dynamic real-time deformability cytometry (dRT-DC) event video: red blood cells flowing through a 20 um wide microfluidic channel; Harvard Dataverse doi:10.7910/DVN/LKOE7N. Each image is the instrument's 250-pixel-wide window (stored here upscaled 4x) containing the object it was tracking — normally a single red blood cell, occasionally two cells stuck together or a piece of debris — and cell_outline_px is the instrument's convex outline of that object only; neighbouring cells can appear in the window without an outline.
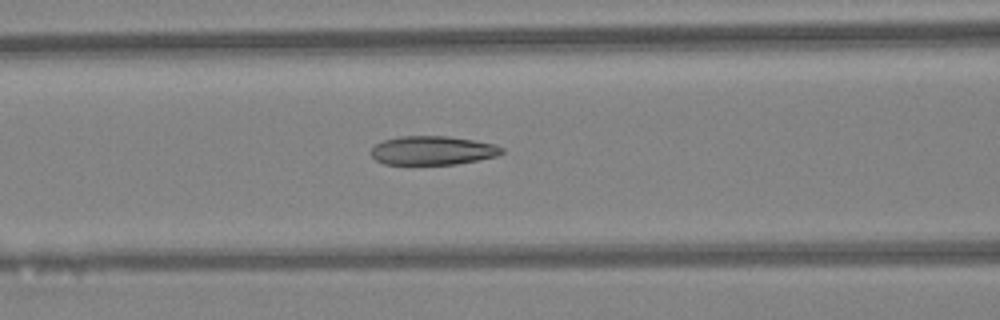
{"species": "Egyptian fruit bat (a non-hibernating species)", "species_latin": "Rousettus aegyptiacus", "temperature_condition": "warm", "stored_images_in_passage": 32, "camera_frame_rate_fps": 3000, "um_per_image_px": 0.085, "animal": {"sex": "female"}, "frame": {"image": 1, "passage_image": 5, "time_ms": 1.333, "image_size_px": [1000, 320], "cell_outline_px": [[504, 152], [496, 156], [456, 164], [384, 164], [376, 160], [372, 156], [372, 148], [376, 144], [384, 140], [400, 136], [448, 136], [496, 144], [504, 148]], "centroid_in_image_um": [36.79, 12.78], "position_along_channel_um": 129.8, "area_um2": 21.85}}
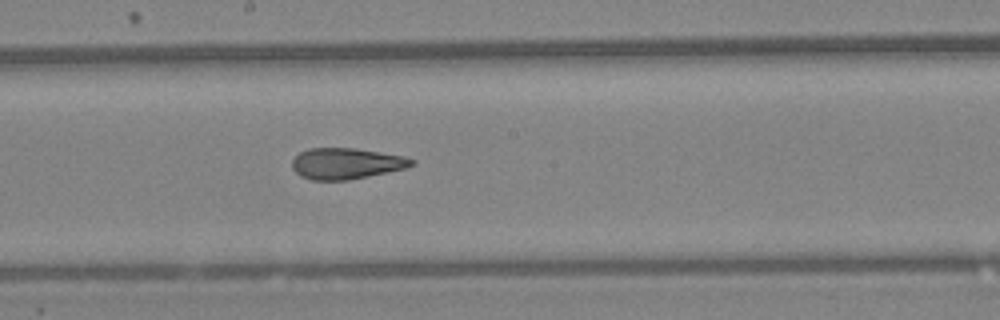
{"frame": {"image": 2, "passage_image": 11, "time_ms": 3.333, "image_size_px": [1000, 320], "cell_outline_px": [[416, 164], [404, 168], [368, 176], [348, 180], [312, 180], [300, 176], [292, 168], [292, 160], [300, 152], [308, 148], [356, 148], [404, 156], [416, 160]], "centroid_in_image_um": [29.42, 13.89], "position_along_channel_um": 218.8, "area_um2": 21.62}}
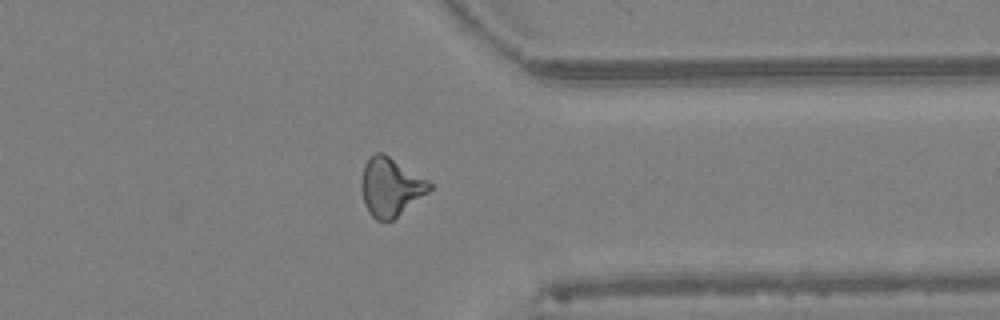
{"frame": {"image": 3, "passage_image": 22, "time_ms": 7.0, "image_size_px": [1000, 320], "cell_outline_px": [[432, 188], [428, 192], [392, 220], [376, 220], [368, 212], [364, 204], [360, 184], [364, 164], [376, 152], [384, 152], [428, 180], [432, 184]], "centroid_in_image_um": [33.18, 15.87], "position_along_channel_um": 378.2, "area_um2": 23.06}, "authors_computed_cell_mechanics": {"area_um2": 22.0218, "velocity_mm_per_s": 4.476, "shape_relaxation_time_tau1_ms": 7.1606, "shape_relaxation_time_tau2_ms": 2.0731, "deformation_change_tau1": 0.2122, "deformation_change_tau2": 0.1035}}